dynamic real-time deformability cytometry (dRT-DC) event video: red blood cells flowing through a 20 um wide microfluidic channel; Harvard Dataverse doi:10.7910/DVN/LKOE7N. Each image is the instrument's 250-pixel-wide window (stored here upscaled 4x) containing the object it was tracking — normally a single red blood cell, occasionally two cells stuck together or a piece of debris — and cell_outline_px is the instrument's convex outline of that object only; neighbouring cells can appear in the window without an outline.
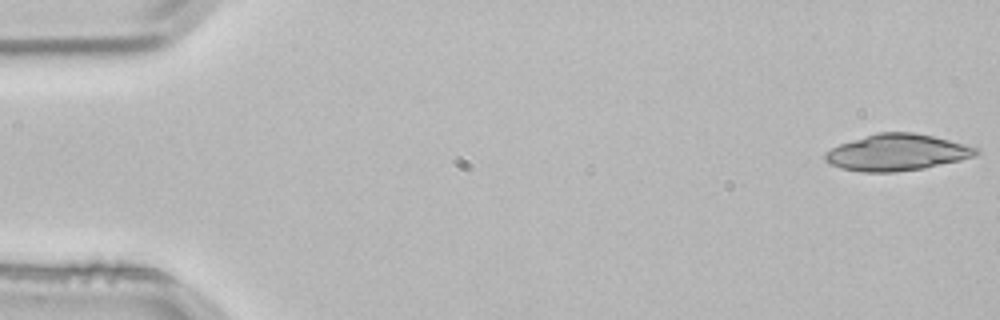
{"species": "common noctule bat (a hibernating species)", "species_latin": "Nyctalus noctula", "temperature_condition": "room temperature", "stored_images_in_passage": 4, "camera_frame_rate_fps": 3000, "um_per_image_px": 0.085, "animal": {"sex": "male", "body_mass_g": 21.5, "forearm_length_mm": 52.0}, "frame": {"image": 1, "passage_image": 1, "time_ms": 0.0, "image_size_px": [1000, 320], "cell_outline_px": [[980, 152], [976, 156], [960, 160], [924, 168], [896, 172], [860, 172], [840, 168], [824, 160], [824, 152], [840, 144], [876, 132], [912, 132], [932, 136], [980, 148]], "centroid_in_image_um": [76.24, 12.96], "position_along_channel_um": 8.8, "area_um2": 32.08}}